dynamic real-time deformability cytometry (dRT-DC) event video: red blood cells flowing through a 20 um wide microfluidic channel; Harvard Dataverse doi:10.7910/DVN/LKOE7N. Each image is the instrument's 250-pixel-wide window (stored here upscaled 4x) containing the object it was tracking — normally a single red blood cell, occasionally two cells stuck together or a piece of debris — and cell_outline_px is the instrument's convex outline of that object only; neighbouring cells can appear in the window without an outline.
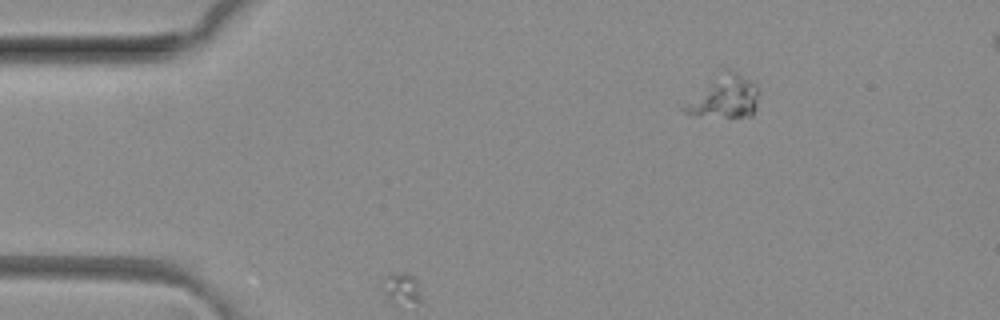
{"species": "common noctule bat (a hibernating species)", "species_latin": "Nyctalus noctula", "temperature_condition": "room temperature", "stored_images_in_passage": 6, "camera_frame_rate_fps": 3000, "um_per_image_px": 0.085, "animal": {"sex": "female", "body_mass_g": 29.2, "forearm_length_mm": 56.3}, "frame": {"image": 1, "passage_image": 6, "time_ms": 1.667, "image_size_px": [1000, 320], "cell_outline_px": [[756, 108], [752, 116], [724, 116], [684, 112], [680, 108], [732, 72], [756, 84]], "centroid_in_image_um": [61.7, 8.37], "position_along_channel_um": 23.3, "area_um2": 15.49}}